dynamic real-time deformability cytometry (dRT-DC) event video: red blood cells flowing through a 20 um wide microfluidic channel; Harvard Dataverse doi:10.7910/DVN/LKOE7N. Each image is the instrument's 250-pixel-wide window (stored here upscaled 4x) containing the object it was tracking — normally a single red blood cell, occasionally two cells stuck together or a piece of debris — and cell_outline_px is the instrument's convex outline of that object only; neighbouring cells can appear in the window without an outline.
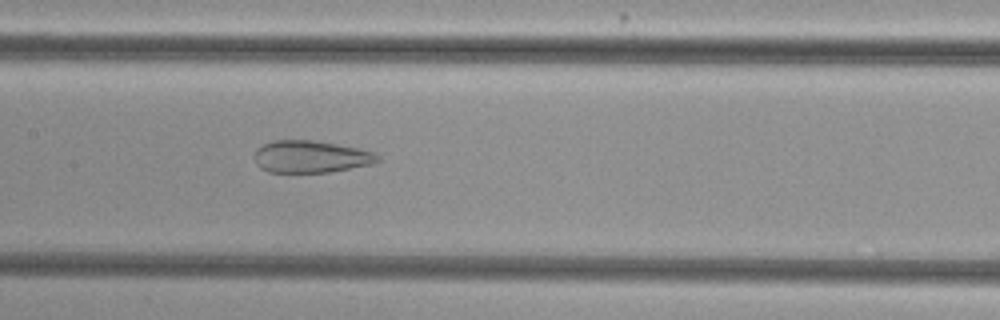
{"species": "common noctule bat (a hibernating species)", "species_latin": "Nyctalus noctula", "temperature_condition": "cold", "stored_images_in_passage": 38, "camera_frame_rate_fps": 3000, "um_per_image_px": 0.085, "animal": {"sex": "female", "body_mass_g": 29.2, "forearm_length_mm": 56.3}, "frame": {"image": 1, "passage_image": 11, "time_ms": 3.333, "image_size_px": [1000, 320], "cell_outline_px": [[380, 160], [372, 164], [328, 172], [268, 172], [260, 168], [256, 164], [256, 152], [264, 144], [272, 140], [312, 140], [336, 144], [376, 152], [380, 156]], "centroid_in_image_um": [26.45, 13.32], "position_along_channel_um": 181.0, "area_um2": 22.89}}
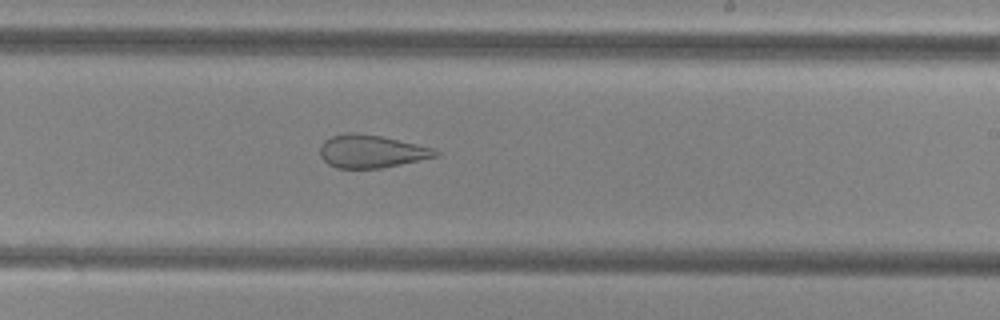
{"frame": {"image": 2, "passage_image": 17, "time_ms": 5.333, "image_size_px": [1000, 320], "cell_outline_px": [[440, 156], [380, 168], [336, 168], [328, 164], [320, 156], [320, 144], [324, 140], [332, 136], [344, 132], [356, 132], [380, 136], [416, 144], [432, 148], [440, 152]], "centroid_in_image_um": [31.53, 12.86], "position_along_channel_um": 257.5, "area_um2": 22.14}}
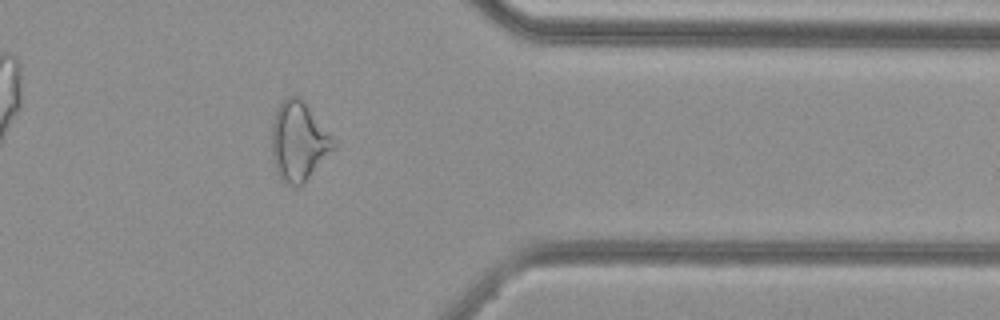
{"frame": {"image": 3, "passage_image": 28, "time_ms": 9.0, "image_size_px": [1000, 320], "cell_outline_px": [[336, 148], [304, 184], [300, 188], [296, 188], [284, 184], [280, 180], [276, 172], [272, 160], [272, 124], [276, 108], [288, 96], [300, 96], [336, 144]], "centroid_in_image_um": [25.36, 12.1], "position_along_channel_um": 386.0, "area_um2": 28.73}, "authors_computed_cell_mechanics": {"area_um2": 26.3568, "velocity_mm_per_s": 3.8364, "shape_relaxation_time_tau1_ms": null, "shape_relaxation_time_tau2_ms": 1.7825, "deformation_change_tau1": null, "deformation_change_tau2": 0.1073}}